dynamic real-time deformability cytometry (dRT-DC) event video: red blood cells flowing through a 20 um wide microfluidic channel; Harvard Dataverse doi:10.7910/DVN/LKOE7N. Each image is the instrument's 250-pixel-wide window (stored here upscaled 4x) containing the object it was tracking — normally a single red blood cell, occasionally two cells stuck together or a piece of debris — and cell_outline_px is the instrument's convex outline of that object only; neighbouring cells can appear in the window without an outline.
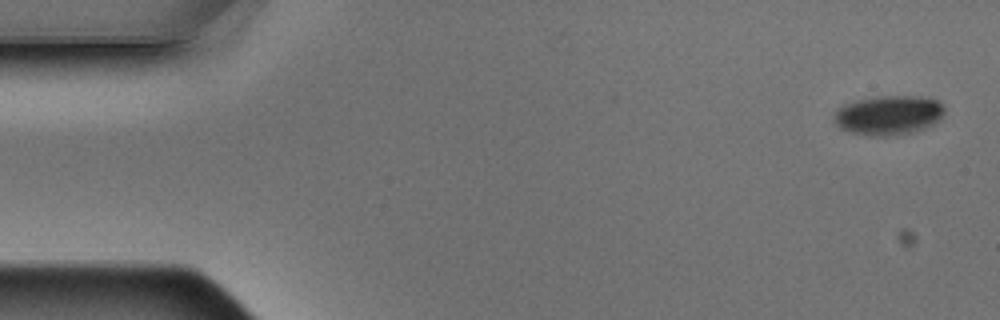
{"species": "Egyptian fruit bat (a non-hibernating species)", "species_latin": "Rousettus aegyptiacus", "temperature_condition": "warm", "stored_images_in_passage": 5, "camera_frame_rate_fps": 3000, "um_per_image_px": 0.085, "animal": {"sex": "male"}, "frame": {"image": 1, "passage_image": 1, "time_ms": 0.0, "image_size_px": [1000, 320], "cell_outline_px": [[944, 116], [940, 120], [924, 128], [912, 132], [888, 136], [868, 136], [848, 132], [840, 128], [836, 124], [832, 116], [836, 108], [844, 104], [856, 100], [876, 96], [920, 96], [936, 100], [944, 104]], "centroid_in_image_um": [75.5, 9.79], "position_along_channel_um": 9.5, "area_um2": 25.78}}